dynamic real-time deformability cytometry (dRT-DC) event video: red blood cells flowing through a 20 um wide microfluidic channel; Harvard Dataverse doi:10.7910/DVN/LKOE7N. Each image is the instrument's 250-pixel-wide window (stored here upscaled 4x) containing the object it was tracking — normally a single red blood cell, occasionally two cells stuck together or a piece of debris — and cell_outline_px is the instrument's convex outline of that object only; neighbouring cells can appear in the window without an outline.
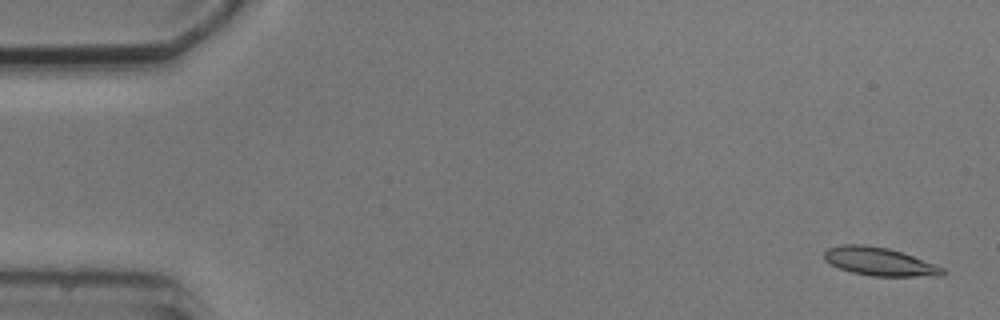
{"species": "common noctule bat (a hibernating species)", "species_latin": "Nyctalus noctula", "temperature_condition": "cold", "stored_images_in_passage": 5, "camera_frame_rate_fps": 3000, "um_per_image_px": 0.085, "animal": {"sex": "male", "body_mass_g": 20.5, "forearm_length_mm": 52.5}, "frame": {"image": 1, "passage_image": 1, "time_ms": 0.0, "image_size_px": [1000, 320], "cell_outline_px": [[948, 272], [940, 276], [872, 276], [852, 272], [840, 268], [824, 260], [824, 252], [828, 248], [840, 244], [864, 244], [888, 248], [912, 256], [944, 268]], "centroid_in_image_um": [74.74, 22.23], "position_along_channel_um": 10.3, "area_um2": 19.36}}
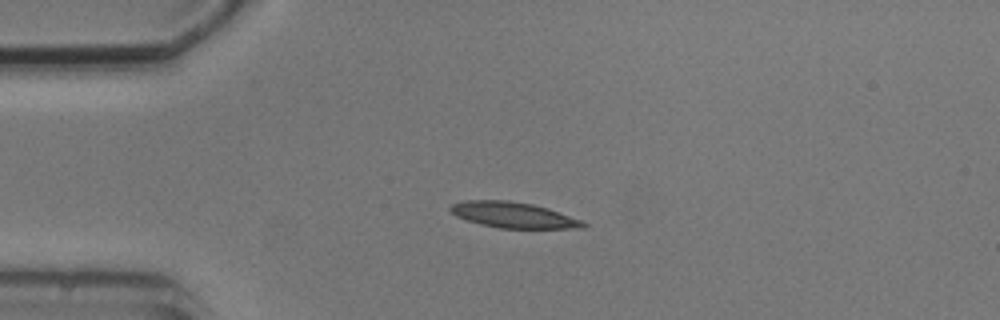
{"frame": {"image": 2, "passage_image": 4, "time_ms": 3.667, "image_size_px": [1000, 320], "cell_outline_px": [[588, 224], [584, 228], [500, 228], [480, 224], [456, 216], [448, 208], [452, 204], [464, 200], [508, 200], [532, 204], [548, 208], [580, 220]], "centroid_in_image_um": [43.61, 18.27], "position_along_channel_um": 41.4, "area_um2": 19.77}}